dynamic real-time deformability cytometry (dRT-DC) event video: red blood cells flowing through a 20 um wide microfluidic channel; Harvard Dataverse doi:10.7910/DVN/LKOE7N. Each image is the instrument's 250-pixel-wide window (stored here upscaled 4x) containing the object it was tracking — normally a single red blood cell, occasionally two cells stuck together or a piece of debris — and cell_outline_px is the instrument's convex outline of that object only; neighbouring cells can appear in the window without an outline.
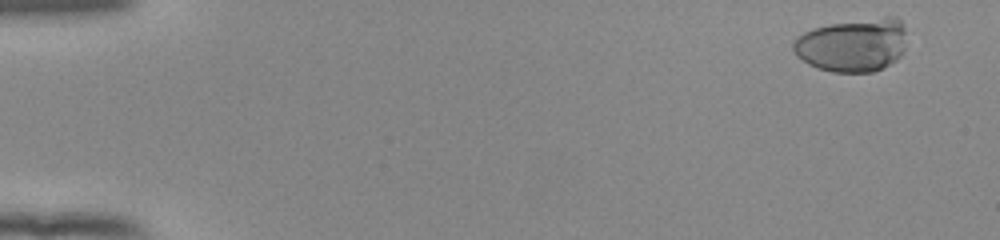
{"species": "human", "species_latin": "Homo sapiens", "temperature_condition": "room temperature", "stored_images_in_passage": 54, "camera_frame_rate_fps": 3000, "um_per_image_px": 0.085, "donor": {"sex": "female"}, "frame": {"image": 1, "passage_image": 3, "time_ms": 0.667, "image_size_px": [1000, 240], "cell_outline_px": [[904, 48], [900, 56], [896, 60], [884, 68], [872, 72], [832, 72], [816, 68], [808, 64], [796, 56], [792, 48], [792, 40], [796, 36], [812, 28], [832, 24], [884, 16], [896, 16], [904, 24]], "centroid_in_image_um": [72.45, 3.83], "position_along_channel_um": 12.6, "area_um2": 35.6}}
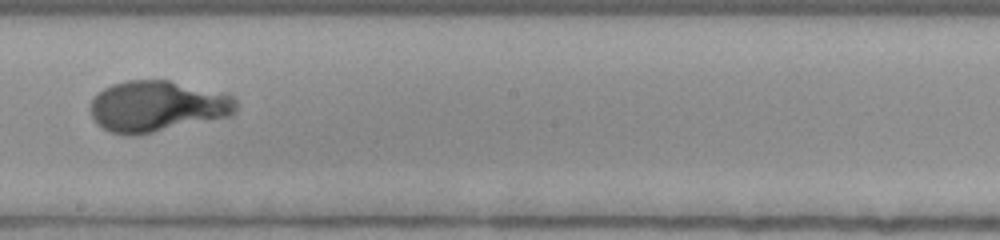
{"frame": {"image": 2, "passage_image": 32, "time_ms": 10.333, "image_size_px": [1000, 240], "cell_outline_px": [[236, 112], [232, 116], [140, 136], [128, 136], [108, 132], [96, 124], [88, 108], [92, 100], [104, 88], [112, 84], [128, 80], [168, 80], [228, 92], [236, 100]], "centroid_in_image_um": [13.39, 9.06], "position_along_channel_um": 234.8, "area_um2": 44.45}}
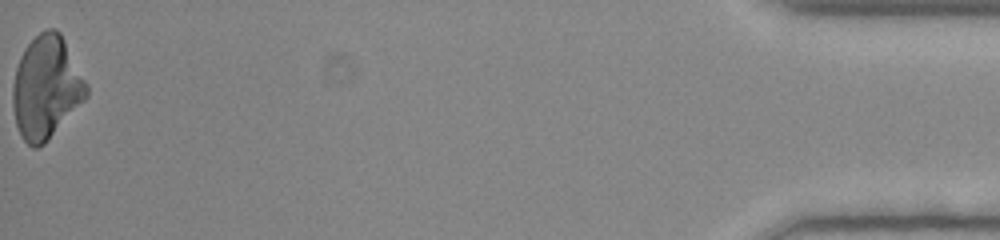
{"frame": {"image": 3, "passage_image": 54, "time_ms": 17.667, "image_size_px": [1000, 240], "cell_outline_px": [[88, 96], [48, 140], [44, 144], [36, 148], [32, 148], [20, 136], [16, 124], [12, 104], [12, 88], [16, 68], [20, 56], [24, 48], [40, 32], [48, 28], [56, 28], [60, 32], [88, 84]], "centroid_in_image_um": [3.92, 7.44], "position_along_channel_um": 431.3, "area_um2": 44.16}, "authors_computed_cell_mechanics": {"area_um2": 42.3385, "velocity_mm_per_s": 3.9039, "shape_relaxation_time_tau1_ms": 5.7433, "shape_relaxation_time_tau2_ms": null, "deformation_change_tau1": 0.2588, "deformation_change_tau2": null}}